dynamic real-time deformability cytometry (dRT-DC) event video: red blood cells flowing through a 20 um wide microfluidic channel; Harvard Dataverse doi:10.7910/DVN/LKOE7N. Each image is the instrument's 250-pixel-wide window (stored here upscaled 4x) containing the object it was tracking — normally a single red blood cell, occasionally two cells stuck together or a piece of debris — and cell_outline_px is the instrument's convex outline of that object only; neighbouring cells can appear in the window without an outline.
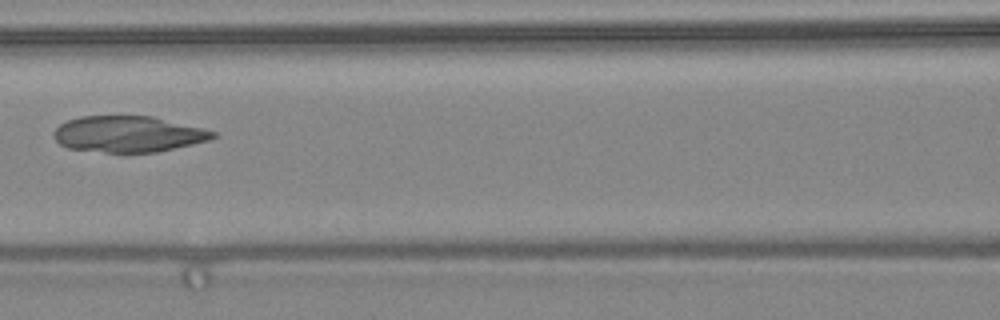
{"species": "common noctule bat (a hibernating species)", "species_latin": "Nyctalus noctula", "temperature_condition": "warm", "stored_images_in_passage": 30, "camera_frame_rate_fps": 3000, "um_per_image_px": 0.085, "animal": {"sex": "female", "body_mass_g": 24.6, "forearm_length_mm": 56.2}, "frame": {"image": 1, "passage_image": 9, "time_ms": 2.667, "image_size_px": [1000, 320], "cell_outline_px": [[220, 136], [208, 140], [192, 144], [156, 152], [124, 156], [68, 148], [60, 144], [52, 136], [52, 132], [60, 124], [68, 120], [80, 116], [152, 116], [216, 132]], "centroid_in_image_um": [10.85, 11.44], "position_along_channel_um": 155.8, "area_um2": 34.28}}
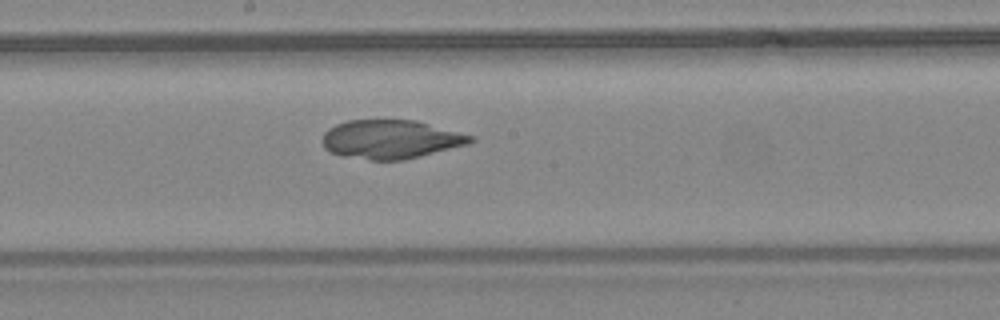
{"frame": {"image": 2, "passage_image": 13, "time_ms": 4.0, "image_size_px": [1000, 320], "cell_outline_px": [[476, 140], [468, 144], [404, 160], [368, 160], [344, 156], [328, 152], [324, 148], [324, 132], [328, 128], [336, 124], [348, 120], [416, 120], [476, 136]], "centroid_in_image_um": [33.23, 11.84], "position_along_channel_um": 215.0, "area_um2": 33.58}}
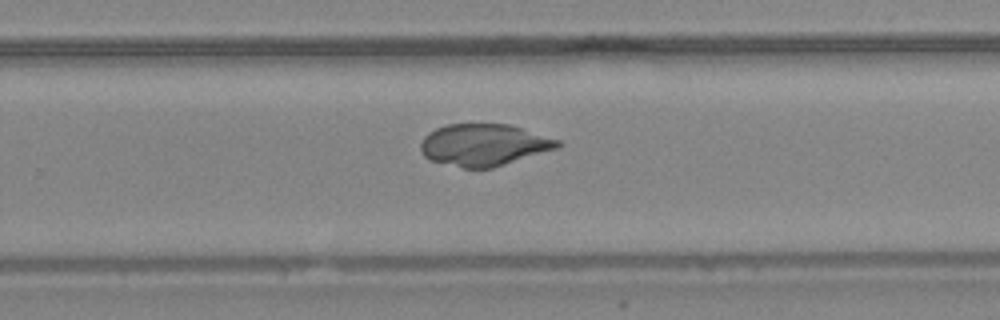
{"frame": {"image": 3, "passage_image": 18, "time_ms": 5.667, "image_size_px": [1000, 320], "cell_outline_px": [[564, 144], [560, 148], [492, 168], [464, 168], [428, 160], [424, 156], [420, 148], [420, 144], [424, 136], [428, 132], [436, 128], [448, 124], [508, 124], [560, 140]], "centroid_in_image_um": [41.14, 12.32], "position_along_channel_um": 288.7, "area_um2": 33.64}}